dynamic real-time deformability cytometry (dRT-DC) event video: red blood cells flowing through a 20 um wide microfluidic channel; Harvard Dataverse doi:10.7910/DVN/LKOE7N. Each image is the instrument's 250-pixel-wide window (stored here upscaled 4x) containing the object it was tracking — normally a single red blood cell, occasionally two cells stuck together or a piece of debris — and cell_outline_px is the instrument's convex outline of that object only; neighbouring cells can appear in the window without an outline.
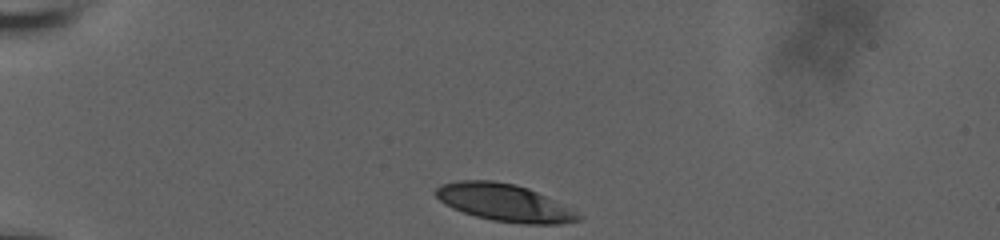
{"species": "human", "species_latin": "Homo sapiens", "temperature_condition": "room temperature", "stored_images_in_passage": 35, "camera_frame_rate_fps": 3000, "um_per_image_px": 0.085, "donor": {"sex": "male"}, "frame": {"image": 1, "passage_image": 1, "time_ms": 0.0, "image_size_px": [1000, 240], "cell_outline_px": [[584, 216], [580, 220], [560, 224], [524, 224], [492, 220], [476, 216], [452, 208], [444, 204], [432, 192], [440, 184], [456, 180], [492, 180], [516, 184], [528, 188]], "centroid_in_image_um": [42.81, 17.22], "position_along_channel_um": 42.2, "area_um2": 30.87}}
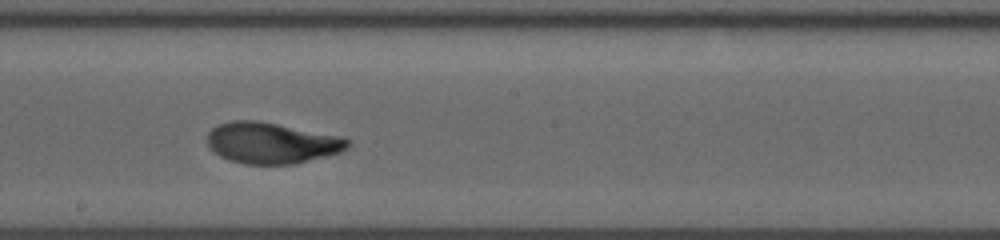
{"frame": {"image": 2, "passage_image": 20, "time_ms": 6.333, "image_size_px": [1000, 240], "cell_outline_px": [[352, 144], [348, 148], [340, 152], [296, 164], [244, 164], [228, 160], [220, 156], [208, 148], [208, 132], [212, 128], [220, 124], [232, 120], [256, 120], [340, 136], [352, 140]], "centroid_in_image_um": [23.09, 12.16], "position_along_channel_um": 225.1, "area_um2": 33.7}}
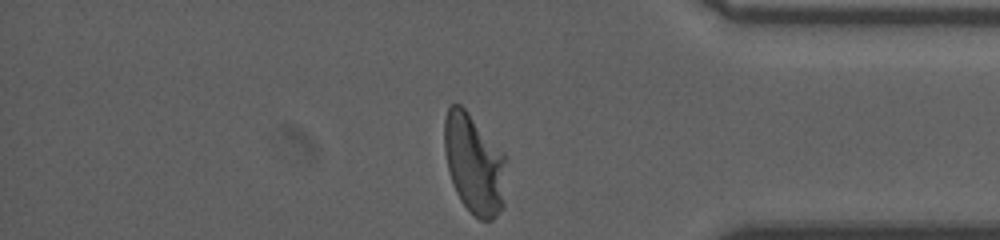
{"frame": {"image": 3, "passage_image": 35, "time_ms": 11.333, "image_size_px": [1000, 240], "cell_outline_px": [[504, 204], [496, 216], [492, 220], [480, 220], [460, 200], [456, 192], [448, 168], [444, 152], [444, 120], [448, 108], [452, 104], [460, 104], [468, 112], [504, 152]], "centroid_in_image_um": [40.29, 13.91], "position_along_channel_um": 394.9, "area_um2": 35.6}, "authors_computed_cell_mechanics": {"area_um2": 33.3506, "velocity_mm_per_s": 3.7045, "shape_relaxation_time_tau1_ms": 4.6983, "shape_relaxation_time_tau2_ms": 0.8105, "deformation_change_tau1": 0.1945, "deformation_change_tau2": 0.0613}}